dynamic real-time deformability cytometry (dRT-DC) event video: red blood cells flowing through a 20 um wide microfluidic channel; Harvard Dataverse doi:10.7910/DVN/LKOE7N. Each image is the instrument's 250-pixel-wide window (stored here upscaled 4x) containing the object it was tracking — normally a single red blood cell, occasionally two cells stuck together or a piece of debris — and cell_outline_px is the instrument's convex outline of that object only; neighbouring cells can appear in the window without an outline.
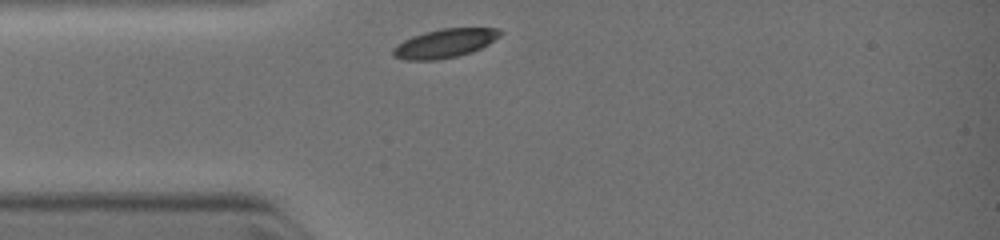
{"species": "common noctule bat (a hibernating species)", "species_latin": "Nyctalus noctula", "temperature_condition": "warm", "stored_images_in_passage": 16, "camera_frame_rate_fps": 3000, "um_per_image_px": 0.085, "animal": {"sex": "female", "body_mass_g": 19.0, "forearm_length_mm": 51.5}, "frame": {"image": 1, "passage_image": 1, "time_ms": 0.0, "image_size_px": [1000, 240], "cell_outline_px": [[504, 32], [500, 36], [488, 44], [472, 52], [456, 56], [436, 60], [404, 60], [392, 56], [392, 48], [396, 44], [412, 36], [424, 32], [440, 28], [500, 28]], "centroid_in_image_um": [37.79, 3.68], "position_along_channel_um": 47.2, "area_um2": 18.15}}
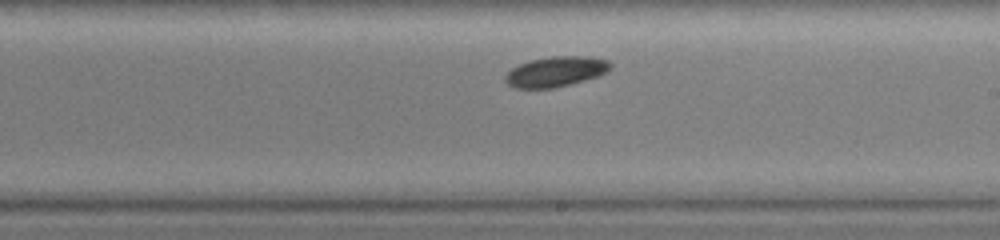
{"frame": {"image": 2, "passage_image": 10, "time_ms": 4.0, "image_size_px": [1000, 240], "cell_outline_px": [[612, 68], [600, 76], [556, 88], [512, 88], [504, 80], [504, 76], [512, 68], [520, 64], [532, 60], [552, 56], [588, 56], [608, 60], [612, 64]], "centroid_in_image_um": [47.27, 6.09], "position_along_channel_um": 241.7, "area_um2": 18.67}}
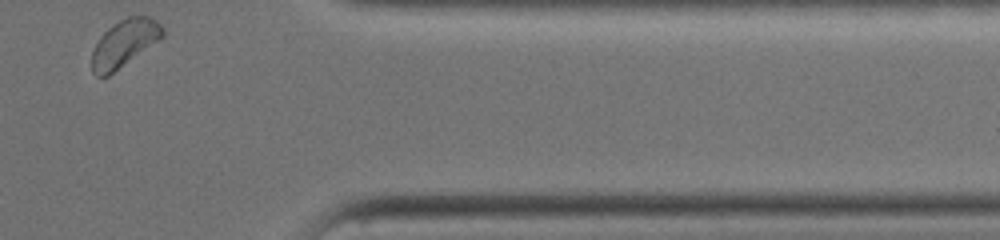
{"frame": {"image": 3, "passage_image": 16, "time_ms": 7.333, "image_size_px": [1000, 240], "cell_outline_px": [[164, 36], [108, 76], [96, 76], [92, 72], [92, 52], [100, 36], [112, 24], [128, 16], [148, 16], [156, 20], [164, 28]], "centroid_in_image_um": [10.56, 3.66], "position_along_channel_um": 400.8, "area_um2": 19.19}}